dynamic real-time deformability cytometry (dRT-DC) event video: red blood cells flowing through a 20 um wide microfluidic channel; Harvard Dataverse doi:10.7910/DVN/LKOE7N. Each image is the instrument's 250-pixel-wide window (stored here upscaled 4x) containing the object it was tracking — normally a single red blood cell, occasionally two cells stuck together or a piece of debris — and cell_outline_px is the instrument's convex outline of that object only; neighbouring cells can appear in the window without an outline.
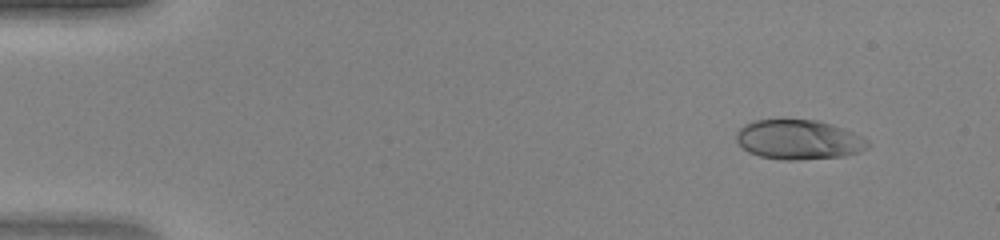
{"species": "human", "species_latin": "Homo sapiens", "temperature_condition": "warm", "stored_images_in_passage": 43, "camera_frame_rate_fps": 3000, "um_per_image_px": 0.085, "donor": {"sex": "female"}, "frame": {"image": 1, "passage_image": 1, "time_ms": 0.0, "image_size_px": [1000, 240], "cell_outline_px": [[868, 148], [860, 152], [844, 156], [800, 160], [780, 160], [760, 156], [748, 152], [736, 140], [736, 132], [744, 124], [752, 120], [820, 120], [844, 128], [868, 140]], "centroid_in_image_um": [67.88, 11.87], "position_along_channel_um": 17.1, "area_um2": 30.52}}
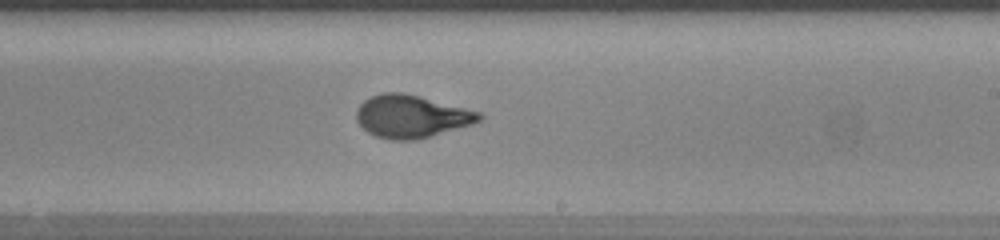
{"frame": {"image": 2, "passage_image": 25, "time_ms": 8.0, "image_size_px": [1000, 240], "cell_outline_px": [[484, 116], [480, 120], [472, 124], [432, 136], [416, 140], [392, 140], [376, 136], [368, 132], [356, 120], [356, 112], [360, 104], [364, 100], [372, 96], [384, 92], [404, 92], [420, 96], [480, 112]], "centroid_in_image_um": [34.96, 9.89], "position_along_channel_um": 254.0, "area_um2": 30.46}}
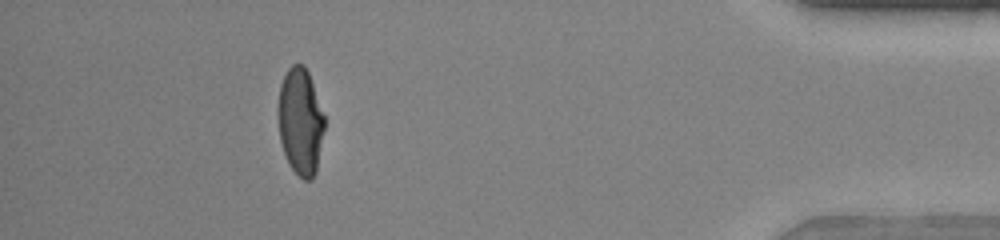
{"frame": {"image": 3, "passage_image": 39, "time_ms": 12.667, "image_size_px": [1000, 240], "cell_outline_px": [[324, 128], [316, 172], [312, 180], [304, 180], [288, 164], [280, 140], [276, 112], [276, 108], [280, 84], [288, 68], [292, 64], [304, 64], [308, 72], [324, 116]], "centroid_in_image_um": [25.5, 10.31], "position_along_channel_um": 409.7, "area_um2": 29.02}}